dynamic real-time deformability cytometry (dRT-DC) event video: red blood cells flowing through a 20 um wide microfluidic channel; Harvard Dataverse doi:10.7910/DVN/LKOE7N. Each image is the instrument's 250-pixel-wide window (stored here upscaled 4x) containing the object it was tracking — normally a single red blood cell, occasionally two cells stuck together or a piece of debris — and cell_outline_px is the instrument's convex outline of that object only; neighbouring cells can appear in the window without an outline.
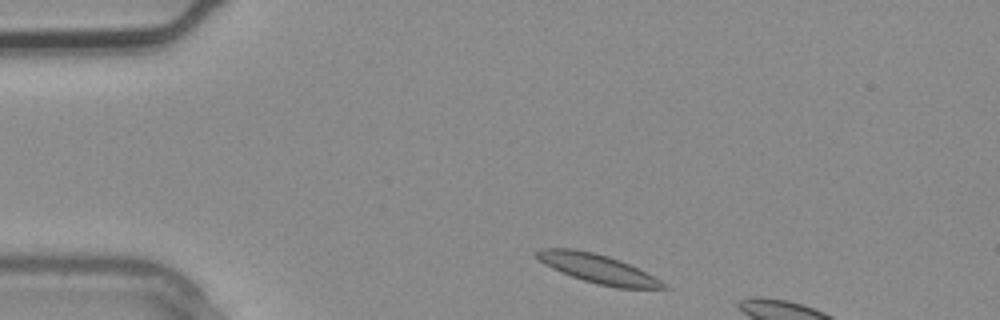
{"species": "common noctule bat (a hibernating species)", "species_latin": "Nyctalus noctula", "temperature_condition": "warm", "stored_images_in_passage": 3, "camera_frame_rate_fps": 3000, "um_per_image_px": 0.085, "animal": {"sex": "male", "body_mass_g": 20.4}, "frame": {"image": 1, "passage_image": 1, "time_ms": 0.0, "image_size_px": [1000, 320], "cell_outline_px": [[668, 288], [616, 288], [584, 280], [572, 276], [552, 268], [540, 260], [532, 252], [540, 248], [572, 248], [592, 252], [608, 256], [620, 260], [660, 280]], "centroid_in_image_um": [50.75, 22.82], "position_along_channel_um": 34.3, "area_um2": 20.87}}